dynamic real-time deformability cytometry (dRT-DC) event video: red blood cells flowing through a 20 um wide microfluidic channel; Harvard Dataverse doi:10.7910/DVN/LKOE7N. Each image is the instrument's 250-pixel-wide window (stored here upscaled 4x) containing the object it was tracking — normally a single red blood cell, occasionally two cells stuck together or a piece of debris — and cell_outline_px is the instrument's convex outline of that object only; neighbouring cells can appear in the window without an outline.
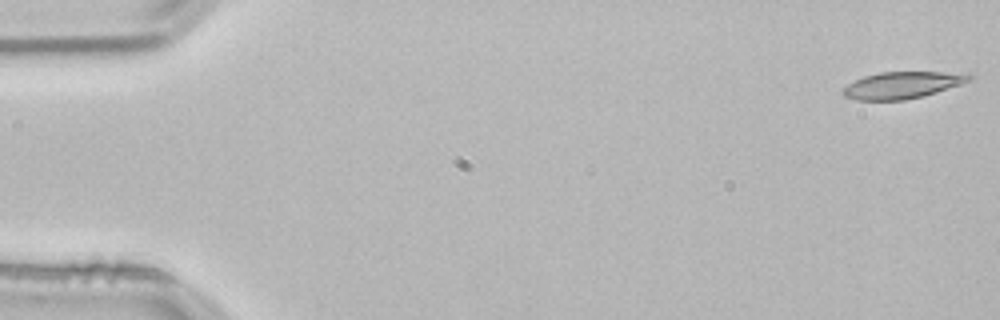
{"species": "common noctule bat (a hibernating species)", "species_latin": "Nyctalus noctula", "temperature_condition": "room temperature", "stored_images_in_passage": 11, "camera_frame_rate_fps": 3000, "um_per_image_px": 0.085, "animal": {"sex": "male", "body_mass_g": 21.5, "forearm_length_mm": 52.0}, "frame": {"image": 1, "passage_image": 1, "time_ms": 0.0, "image_size_px": [1000, 320], "cell_outline_px": [[972, 80], [924, 96], [904, 100], [856, 100], [844, 96], [840, 92], [848, 84], [864, 76], [880, 72], [968, 72], [972, 76]], "centroid_in_image_um": [76.71, 7.23], "position_along_channel_um": 8.3, "area_um2": 19.77}}